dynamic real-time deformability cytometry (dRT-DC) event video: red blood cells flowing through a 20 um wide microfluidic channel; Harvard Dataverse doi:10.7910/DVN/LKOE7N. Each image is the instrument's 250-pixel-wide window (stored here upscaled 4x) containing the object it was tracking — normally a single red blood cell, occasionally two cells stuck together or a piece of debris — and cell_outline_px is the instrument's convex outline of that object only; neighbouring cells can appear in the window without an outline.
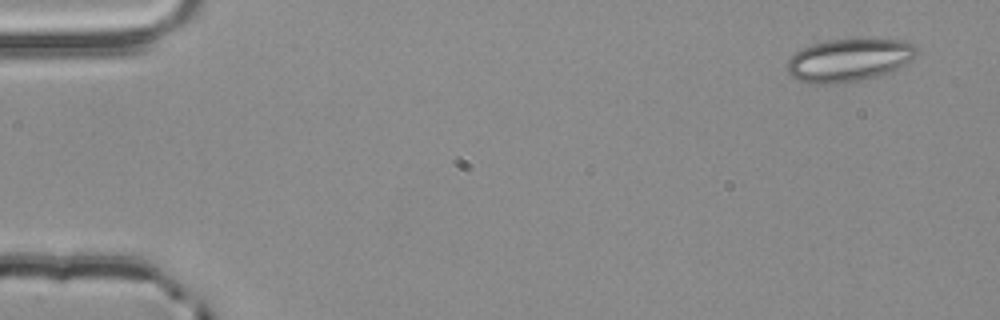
{"species": "common noctule bat (a hibernating species)", "species_latin": "Nyctalus noctula", "temperature_condition": "room temperature", "stored_images_in_passage": 14, "camera_frame_rate_fps": 3000, "um_per_image_px": 0.085, "animal": {"sex": "male", "body_mass_g": 20.4}, "frame": {"image": 1, "passage_image": 1, "time_ms": 0.0, "image_size_px": [1000, 320], "cell_outline_px": [[916, 52], [912, 60], [888, 72], [860, 80], [836, 84], [812, 84], [800, 80], [792, 76], [788, 72], [784, 64], [800, 48], [812, 44], [828, 40], [908, 40], [916, 44]], "centroid_in_image_um": [72.12, 5.11], "position_along_channel_um": 12.9, "area_um2": 32.08}}